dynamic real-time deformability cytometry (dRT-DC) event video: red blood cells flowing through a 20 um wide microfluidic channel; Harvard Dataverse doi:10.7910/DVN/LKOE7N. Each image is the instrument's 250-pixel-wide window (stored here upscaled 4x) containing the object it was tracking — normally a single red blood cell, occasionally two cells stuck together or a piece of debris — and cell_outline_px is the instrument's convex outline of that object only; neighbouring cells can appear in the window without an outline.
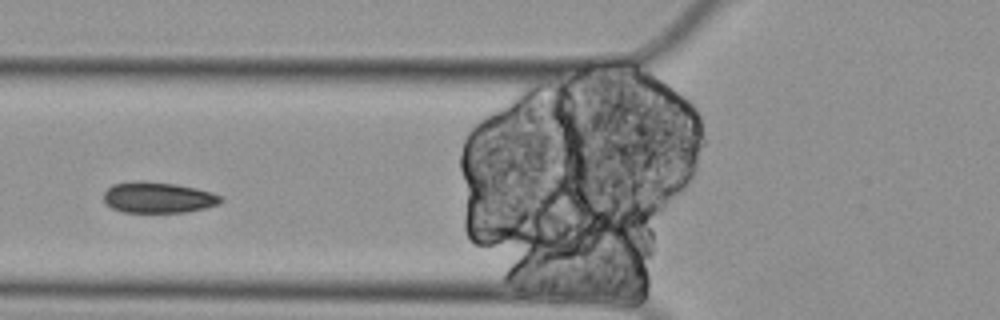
{"species": "Egyptian fruit bat (a non-hibernating species)", "species_latin": "Rousettus aegyptiacus", "temperature_condition": "cold", "stored_images_in_passage": 8, "camera_frame_rate_fps": 3000, "um_per_image_px": 0.085, "animal": {"sex": "female"}, "frame": {"image": 1, "passage_image": 5, "time_ms": 1.333, "image_size_px": [1000, 320], "cell_outline_px": [[224, 200], [216, 204], [204, 208], [188, 212], [124, 212], [112, 208], [104, 200], [104, 192], [112, 184], [144, 180], [176, 184], [196, 188], [212, 192], [220, 196]], "centroid_in_image_um": [13.44, 16.78], "position_along_channel_um": 112.4, "area_um2": 21.04}}
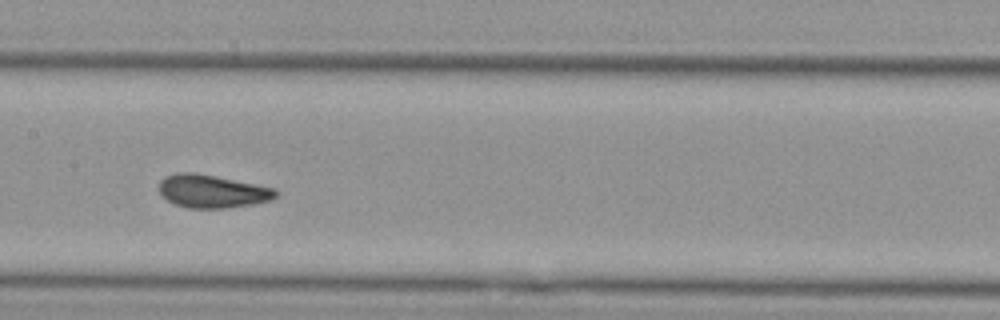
{"frame": {"image": 2, "passage_image": 7, "time_ms": 2.0, "image_size_px": [1000, 320], "cell_outline_px": [[280, 192], [272, 200], [252, 204], [228, 208], [188, 208], [176, 204], [160, 196], [160, 180], [164, 176], [180, 172], [192, 172], [216, 176], [276, 188]], "centroid_in_image_um": [18.05, 16.26], "position_along_channel_um": 189.3, "area_um2": 22.6}}
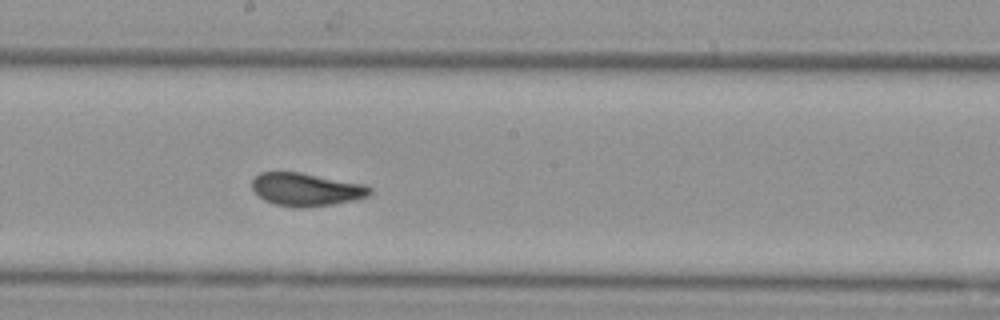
{"frame": {"image": 3, "passage_image": 8, "time_ms": 2.333, "image_size_px": [1000, 320], "cell_outline_px": [[372, 192], [368, 196], [356, 200], [332, 204], [304, 208], [296, 208], [276, 204], [264, 200], [252, 188], [252, 180], [260, 172], [300, 172], [364, 184], [372, 188]], "centroid_in_image_um": [26.05, 16.1], "position_along_channel_um": 222.2, "area_um2": 22.66}}